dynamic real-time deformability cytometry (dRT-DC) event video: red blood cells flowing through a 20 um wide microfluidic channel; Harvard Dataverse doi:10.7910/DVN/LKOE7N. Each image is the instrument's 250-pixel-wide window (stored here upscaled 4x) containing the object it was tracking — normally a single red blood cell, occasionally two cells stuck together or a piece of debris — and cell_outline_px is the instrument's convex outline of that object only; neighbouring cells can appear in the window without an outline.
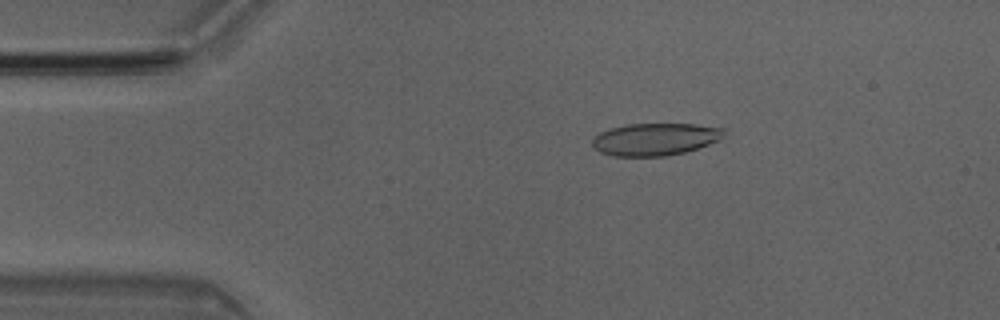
{"species": "Egyptian fruit bat (a non-hibernating species)", "species_latin": "Rousettus aegyptiacus", "temperature_condition": "room temperature", "stored_images_in_passage": 5, "camera_frame_rate_fps": 3000, "um_per_image_px": 0.085, "animal": {"sex": "male"}, "frame": {"image": 1, "passage_image": 2, "time_ms": 0.333, "image_size_px": [1000, 320], "cell_outline_px": [[724, 136], [720, 140], [684, 152], [664, 156], [612, 156], [600, 152], [592, 144], [592, 140], [600, 132], [612, 128], [628, 124], [696, 124], [724, 128]], "centroid_in_image_um": [55.7, 11.83], "position_along_channel_um": 29.3, "area_um2": 24.62}}
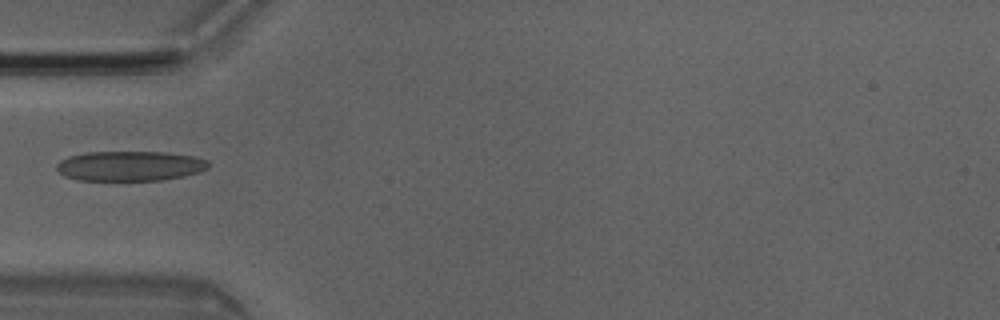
{"frame": {"image": 2, "passage_image": 4, "time_ms": 1.0, "image_size_px": [1000, 320], "cell_outline_px": [[208, 168], [200, 172], [184, 176], [160, 180], [80, 180], [64, 176], [56, 168], [56, 164], [60, 160], [68, 156], [84, 152], [164, 152], [196, 156], [208, 160]], "centroid_in_image_um": [11.05, 14.1], "position_along_channel_um": 74.0, "area_um2": 26.59}}